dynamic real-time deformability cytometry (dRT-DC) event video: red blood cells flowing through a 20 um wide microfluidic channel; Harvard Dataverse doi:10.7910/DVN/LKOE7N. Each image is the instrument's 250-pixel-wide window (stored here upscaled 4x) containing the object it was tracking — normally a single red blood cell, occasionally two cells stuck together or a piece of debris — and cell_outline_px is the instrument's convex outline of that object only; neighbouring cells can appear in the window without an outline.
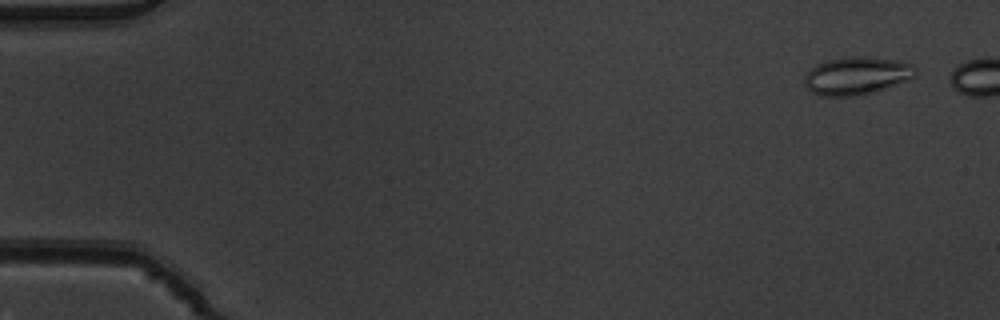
{"species": "common noctule bat (a hibernating species)", "species_latin": "Nyctalus noctula", "temperature_condition": "warm", "stored_images_in_passage": 5, "segment_of_instrument_passage": [1, 2], "camera_frame_rate_fps": 3000, "um_per_image_px": 0.085, "animal": {"sex": "male", "body_mass_g": 19.5, "forearm_length_mm": 54.6}, "frame": {"image": 1, "passage_image": 1, "time_ms": 0.0, "image_size_px": [1000, 320], "cell_outline_px": [[916, 76], [908, 80], [876, 92], [860, 96], [820, 96], [812, 92], [804, 84], [804, 76], [816, 64], [828, 60], [852, 56], [868, 56], [892, 60], [912, 64], [916, 68]], "centroid_in_image_um": [72.82, 6.45], "position_along_channel_um": 12.2, "area_um2": 24.62}}
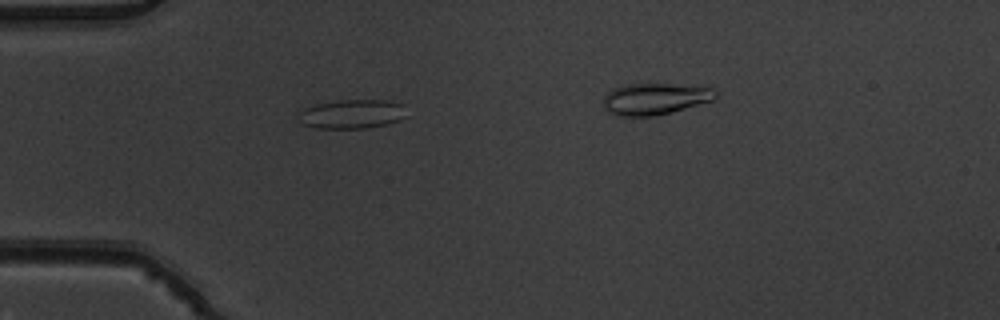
{"frame": {"image": 2, "passage_image": 4, "time_ms": 1.0, "image_size_px": [1000, 320], "cell_outline_px": [[404, 116], [400, 120], [388, 124], [364, 128], [316, 128], [300, 124], [296, 120], [300, 112], [304, 108], [316, 104], [340, 100], [388, 100], [404, 104]], "centroid_in_image_um": [29.88, 9.69], "position_along_channel_um": 55.1, "area_um2": 18.44}}